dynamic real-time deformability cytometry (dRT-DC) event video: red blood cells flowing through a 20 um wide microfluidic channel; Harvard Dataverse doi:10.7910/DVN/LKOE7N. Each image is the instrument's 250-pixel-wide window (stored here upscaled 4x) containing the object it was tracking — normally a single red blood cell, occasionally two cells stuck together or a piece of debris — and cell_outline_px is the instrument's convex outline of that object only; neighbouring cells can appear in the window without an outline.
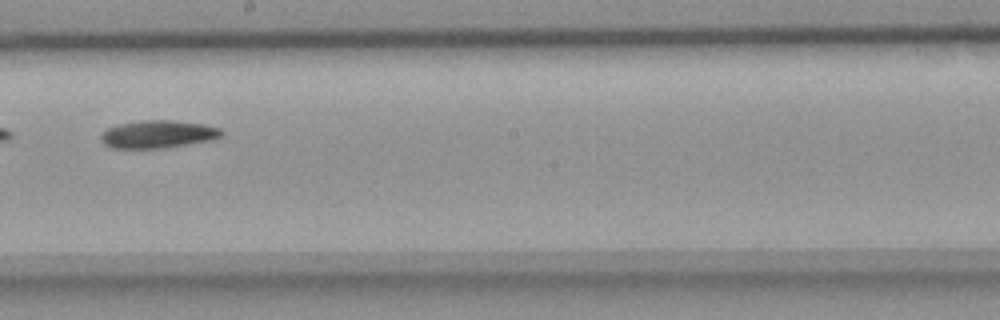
{"species": "common noctule bat (a hibernating species)", "species_latin": "Nyctalus noctula", "temperature_condition": "room temperature", "stored_images_in_passage": 7, "camera_frame_rate_fps": 3000, "um_per_image_px": 0.085, "animal": {"sex": "female", "body_mass_g": 18.4}, "frame": {"image": 1, "passage_image": 7, "time_ms": 2.0, "image_size_px": [1000, 320], "cell_outline_px": [[224, 136], [212, 140], [164, 148], [112, 148], [104, 144], [100, 140], [100, 136], [108, 128], [120, 124], [140, 120], [172, 120], [204, 124], [220, 128], [224, 132]], "centroid_in_image_um": [13.46, 11.41], "position_along_channel_um": 234.7, "area_um2": 19.59}}